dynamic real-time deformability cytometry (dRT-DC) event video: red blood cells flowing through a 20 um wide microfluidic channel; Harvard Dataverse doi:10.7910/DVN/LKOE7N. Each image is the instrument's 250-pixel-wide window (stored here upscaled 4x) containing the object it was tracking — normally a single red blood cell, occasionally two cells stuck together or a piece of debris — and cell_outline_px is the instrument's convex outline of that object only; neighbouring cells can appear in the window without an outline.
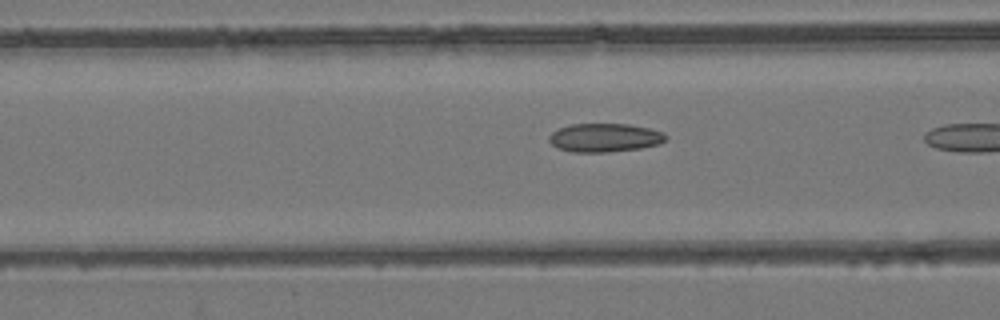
{"species": "common noctule bat (a hibernating species)", "species_latin": "Nyctalus noctula", "temperature_condition": "room temperature", "stored_images_in_passage": 5, "camera_frame_rate_fps": 3000, "um_per_image_px": 0.085, "animal": {"sex": "female", "body_mass_g": 24.6, "forearm_length_mm": 56.2}, "frame": {"image": 1, "passage_image": 4, "time_ms": 1.0, "image_size_px": [1000, 320], "cell_outline_px": [[668, 140], [660, 144], [640, 148], [608, 152], [572, 152], [556, 148], [548, 140], [548, 136], [552, 132], [560, 128], [572, 124], [628, 124], [648, 128], [664, 132], [668, 136]], "centroid_in_image_um": [51.42, 11.71], "position_along_channel_um": 115.2, "area_um2": 19.59}}